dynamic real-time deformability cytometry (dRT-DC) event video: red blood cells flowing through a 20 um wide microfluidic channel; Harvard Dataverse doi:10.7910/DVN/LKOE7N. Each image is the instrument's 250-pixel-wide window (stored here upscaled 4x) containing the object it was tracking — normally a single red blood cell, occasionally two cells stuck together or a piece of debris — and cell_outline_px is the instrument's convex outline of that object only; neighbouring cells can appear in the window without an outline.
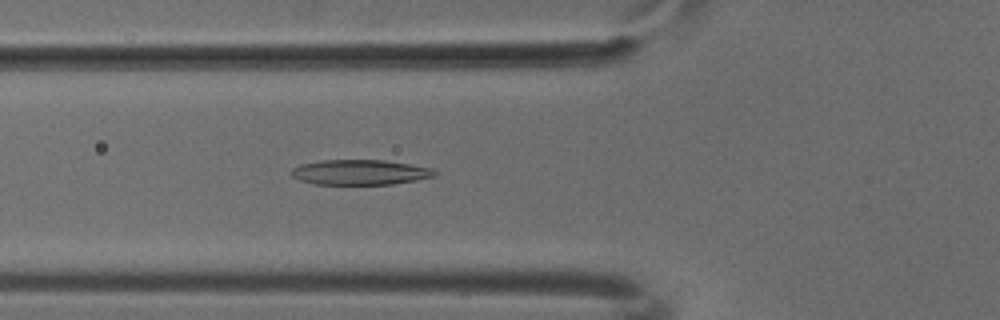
{"species": "common noctule bat (a hibernating species)", "species_latin": "Nyctalus noctula", "temperature_condition": "cold", "stored_images_in_passage": 36, "camera_frame_rate_fps": 3000, "um_per_image_px": 0.085, "animal": {"sex": "male", "body_mass_g": 18.8}, "frame": {"image": 1, "passage_image": 4, "time_ms": 1.0, "image_size_px": [1000, 320], "cell_outline_px": [[436, 176], [416, 180], [392, 184], [316, 184], [300, 180], [292, 176], [288, 172], [292, 168], [300, 164], [324, 160], [384, 160], [432, 168], [436, 172]], "centroid_in_image_um": [30.57, 14.64], "position_along_channel_um": 95.2, "area_um2": 20.92}}
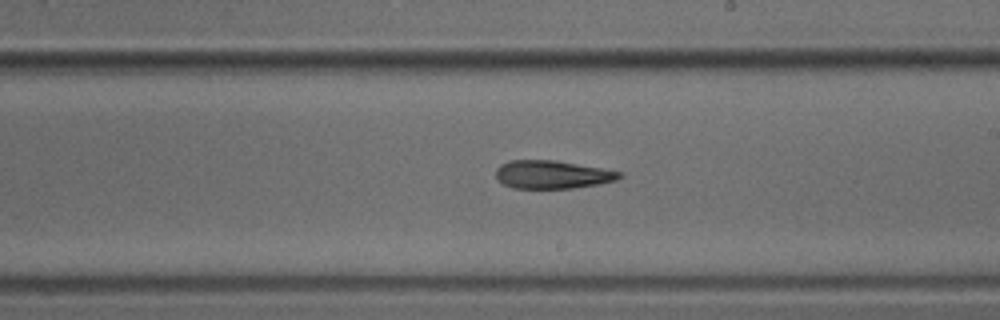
{"frame": {"image": 2, "passage_image": 15, "time_ms": 4.667, "image_size_px": [1000, 320], "cell_outline_px": [[624, 176], [616, 180], [596, 184], [572, 188], [512, 188], [504, 184], [496, 176], [496, 168], [500, 164], [508, 160], [556, 160], [600, 168], [620, 172]], "centroid_in_image_um": [46.91, 14.83], "position_along_channel_um": 242.1, "area_um2": 20.11}}
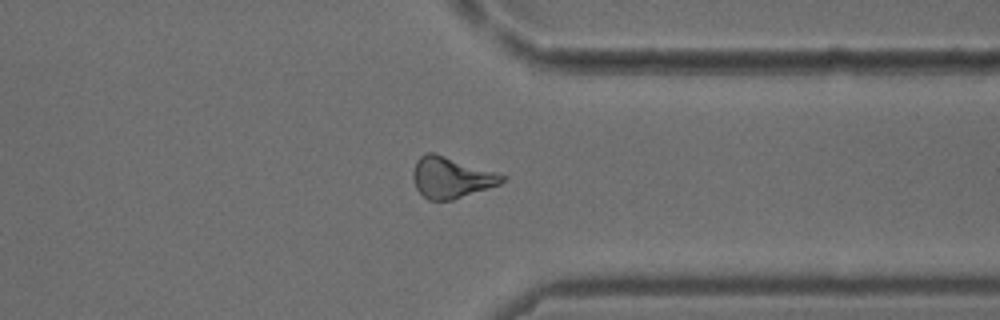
{"frame": {"image": 3, "passage_image": 25, "time_ms": 8.0, "image_size_px": [1000, 320], "cell_outline_px": [[508, 176], [500, 184], [452, 200], [428, 200], [416, 188], [412, 180], [412, 172], [416, 160], [424, 152], [432, 152], [496, 172]], "centroid_in_image_um": [38.32, 15.08], "position_along_channel_um": 373.1, "area_um2": 21.21}}